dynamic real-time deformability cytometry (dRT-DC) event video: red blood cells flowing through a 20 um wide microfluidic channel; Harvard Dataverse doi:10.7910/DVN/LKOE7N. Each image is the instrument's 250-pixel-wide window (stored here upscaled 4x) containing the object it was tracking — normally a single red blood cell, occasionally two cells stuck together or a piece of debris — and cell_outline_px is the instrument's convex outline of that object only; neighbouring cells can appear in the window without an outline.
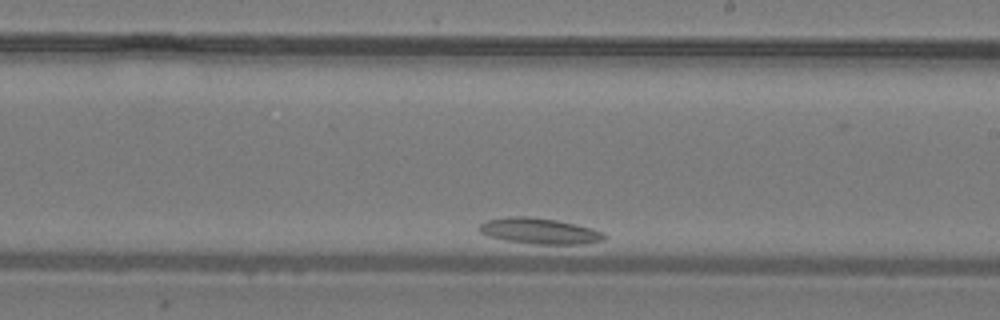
{"species": "common noctule bat (a hibernating species)", "species_latin": "Nyctalus noctula", "temperature_condition": "warm", "stored_images_in_passage": 21, "camera_frame_rate_fps": 3000, "um_per_image_px": 0.085, "animal": {"sex": "male", "body_mass_g": 19.2, "forearm_length_mm": 51.8}, "frame": {"image": 1, "passage_image": 12, "time_ms": 3.667, "image_size_px": [1000, 320], "cell_outline_px": [[608, 236], [604, 240], [584, 244], [532, 244], [508, 240], [488, 236], [480, 232], [480, 224], [488, 220], [508, 216], [528, 216], [556, 220], [576, 224], [592, 228], [604, 232]], "centroid_in_image_um": [45.92, 19.63], "position_along_channel_um": 243.1, "area_um2": 18.84}}
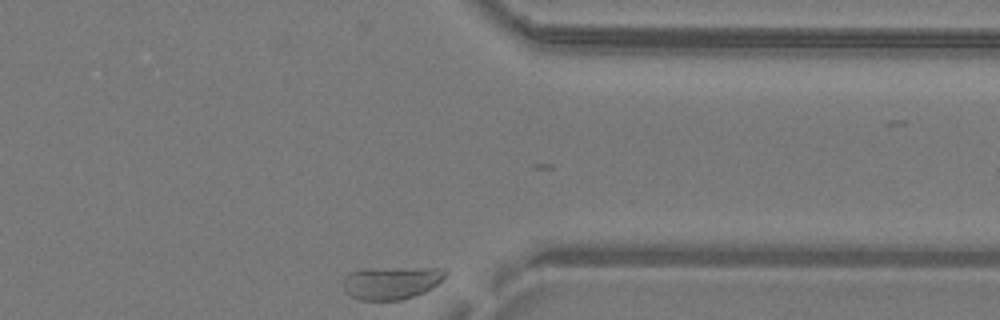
{"frame": {"image": 2, "passage_image": 21, "time_ms": 6.667, "image_size_px": [1000, 320], "cell_outline_px": [[448, 272], [432, 288], [424, 292], [404, 300], [360, 300], [352, 296], [344, 288], [344, 276], [348, 272], [368, 268], [448, 268]], "centroid_in_image_um": [33.28, 24.02], "position_along_channel_um": 378.1, "area_um2": 19.54}}